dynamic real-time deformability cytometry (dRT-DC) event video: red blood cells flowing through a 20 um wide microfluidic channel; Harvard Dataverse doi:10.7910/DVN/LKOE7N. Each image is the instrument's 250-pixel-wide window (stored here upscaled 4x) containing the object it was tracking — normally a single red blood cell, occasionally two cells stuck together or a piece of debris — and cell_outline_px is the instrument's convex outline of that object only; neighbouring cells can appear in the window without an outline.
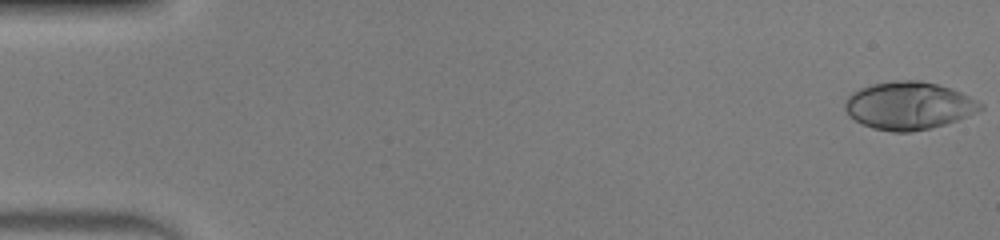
{"species": "human", "species_latin": "Homo sapiens", "temperature_condition": "warm", "stored_images_in_passage": 49, "camera_frame_rate_fps": 3000, "um_per_image_px": 0.085, "donor": {"sex": "male"}, "frame": {"image": 1, "passage_image": 1, "time_ms": 0.0, "image_size_px": [1000, 240], "cell_outline_px": [[984, 108], [956, 120], [932, 128], [912, 132], [892, 132], [872, 128], [848, 116], [844, 108], [844, 100], [852, 92], [860, 88], [872, 84], [892, 80], [920, 80], [952, 88], [984, 104]], "centroid_in_image_um": [77.21, 8.97], "position_along_channel_um": 7.8, "area_um2": 37.74}}
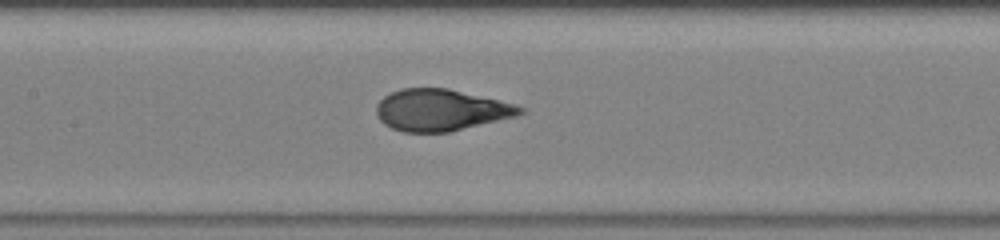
{"frame": {"image": 2, "passage_image": 24, "time_ms": 7.667, "image_size_px": [1000, 240], "cell_outline_px": [[524, 112], [516, 116], [448, 132], [404, 132], [392, 128], [384, 124], [376, 116], [376, 104], [384, 96], [392, 92], [404, 88], [448, 88], [512, 104], [524, 108]], "centroid_in_image_um": [37.41, 9.36], "position_along_channel_um": 170.0, "area_um2": 34.39}}
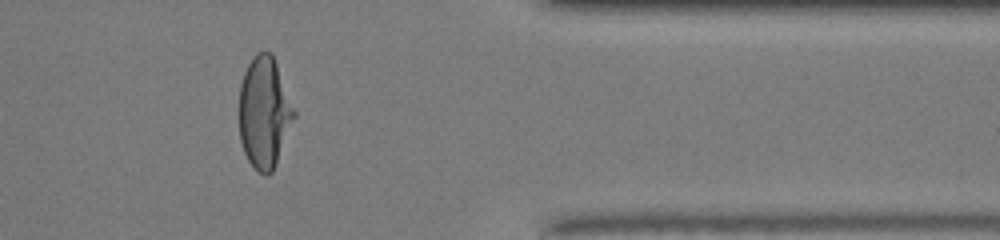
{"frame": {"image": 3, "passage_image": 41, "time_ms": 13.333, "image_size_px": [1000, 240], "cell_outline_px": [[296, 116], [272, 172], [268, 176], [264, 176], [248, 160], [244, 152], [240, 140], [240, 84], [244, 72], [252, 56], [256, 52], [272, 52], [296, 112]], "centroid_in_image_um": [22.47, 9.54], "position_along_channel_um": 388.9, "area_um2": 35.49}, "authors_computed_cell_mechanics": {"area_um2": 35.4892, "velocity_mm_per_s": 4.1859, "shape_relaxation_time_tau1_ms": 4.9275, "shape_relaxation_time_tau2_ms": null, "deformation_change_tau1": 0.2789, "deformation_change_tau2": null}}